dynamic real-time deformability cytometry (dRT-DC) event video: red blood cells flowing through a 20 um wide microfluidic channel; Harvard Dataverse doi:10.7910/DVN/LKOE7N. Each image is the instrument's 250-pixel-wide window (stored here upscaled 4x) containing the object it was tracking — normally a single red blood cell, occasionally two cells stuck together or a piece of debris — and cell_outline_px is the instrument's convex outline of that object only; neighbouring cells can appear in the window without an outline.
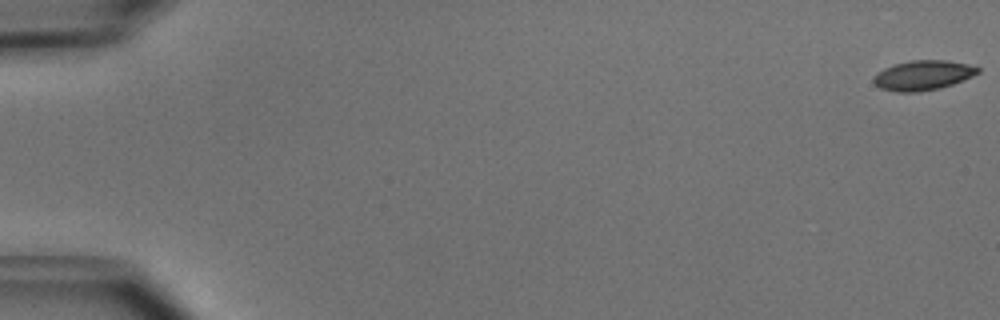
{"species": "common noctule bat (a hibernating species)", "species_latin": "Nyctalus noctula", "temperature_condition": "cold", "stored_images_in_passage": 8, "camera_frame_rate_fps": 3000, "um_per_image_px": 0.085, "animal": {"sex": "male", "body_mass_g": 15.6}, "frame": {"image": 1, "passage_image": 1, "time_ms": 0.0, "image_size_px": [1000, 320], "cell_outline_px": [[980, 72], [972, 76], [952, 84], [940, 88], [916, 92], [896, 92], [880, 88], [872, 80], [884, 68], [908, 60], [948, 60], [968, 64], [980, 68]], "centroid_in_image_um": [78.48, 6.39], "position_along_channel_um": 6.5, "area_um2": 17.92}}